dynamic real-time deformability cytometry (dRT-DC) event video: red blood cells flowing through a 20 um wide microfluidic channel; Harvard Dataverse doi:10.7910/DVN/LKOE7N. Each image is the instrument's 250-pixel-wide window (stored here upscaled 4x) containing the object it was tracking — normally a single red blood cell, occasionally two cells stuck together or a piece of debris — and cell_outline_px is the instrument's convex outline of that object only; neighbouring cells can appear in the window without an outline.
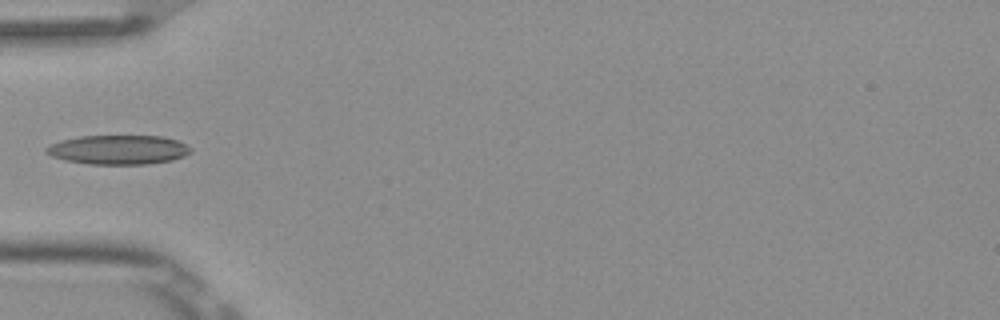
{"species": "Egyptian fruit bat (a non-hibernating species)", "species_latin": "Rousettus aegyptiacus", "temperature_condition": "room temperature", "stored_images_in_passage": 6, "camera_frame_rate_fps": 3000, "um_per_image_px": 0.085, "frame": {"image": 1, "passage_image": 5, "time_ms": 1.333, "image_size_px": [1000, 320], "cell_outline_px": [[192, 152], [184, 156], [172, 160], [148, 164], [88, 164], [64, 160], [52, 156], [44, 152], [44, 148], [60, 140], [80, 136], [164, 136], [176, 140], [192, 148]], "centroid_in_image_um": [10.05, 12.73], "position_along_channel_um": 75.0, "area_um2": 24.74}}
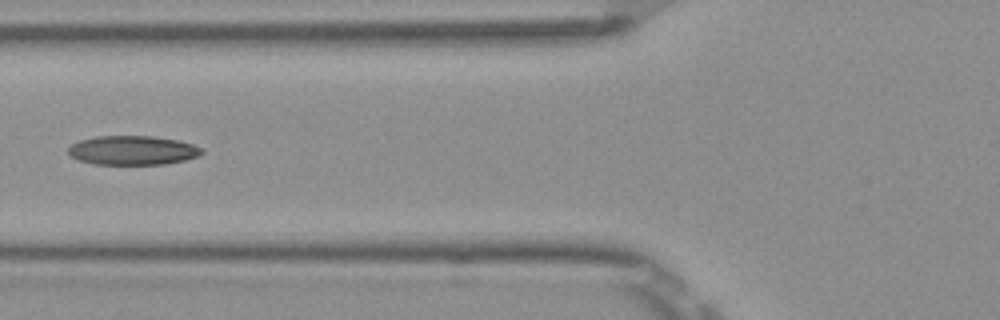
{"frame": {"image": 2, "passage_image": 6, "time_ms": 1.667, "image_size_px": [1000, 320], "cell_outline_px": [[204, 152], [196, 156], [184, 160], [164, 164], [92, 164], [80, 160], [72, 156], [68, 152], [68, 148], [72, 144], [80, 140], [96, 136], [152, 136], [176, 140], [192, 144], [200, 148]], "centroid_in_image_um": [11.24, 12.77], "position_along_channel_um": 114.6, "area_um2": 22.43}}